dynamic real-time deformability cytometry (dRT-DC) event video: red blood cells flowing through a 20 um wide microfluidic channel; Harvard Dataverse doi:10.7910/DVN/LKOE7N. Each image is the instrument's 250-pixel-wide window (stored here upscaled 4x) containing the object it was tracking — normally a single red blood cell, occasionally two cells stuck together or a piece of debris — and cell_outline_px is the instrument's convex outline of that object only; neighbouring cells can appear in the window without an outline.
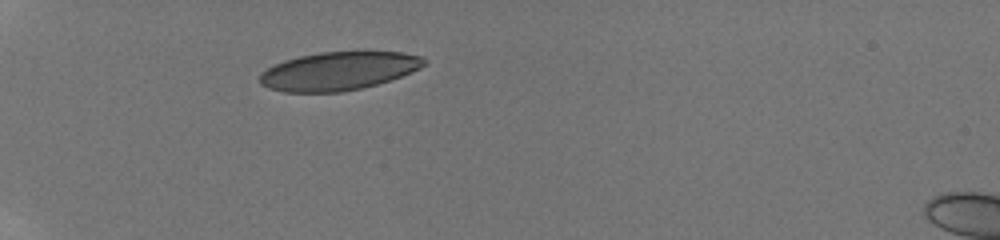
{"species": "human", "species_latin": "Homo sapiens", "temperature_condition": "room temperature", "stored_images_in_passage": 36, "camera_frame_rate_fps": 3000, "um_per_image_px": 0.085, "donor": {"sex": "male"}, "frame": {"image": 1, "passage_image": 1, "time_ms": 0.0, "image_size_px": [1000, 240], "cell_outline_px": [[428, 64], [420, 68], [400, 76], [376, 84], [360, 88], [340, 92], [284, 92], [268, 88], [260, 84], [260, 72], [284, 60], [300, 56], [320, 52], [400, 52], [424, 56], [428, 60]], "centroid_in_image_um": [28.78, 6.03], "position_along_channel_um": 56.2, "area_um2": 36.59}}
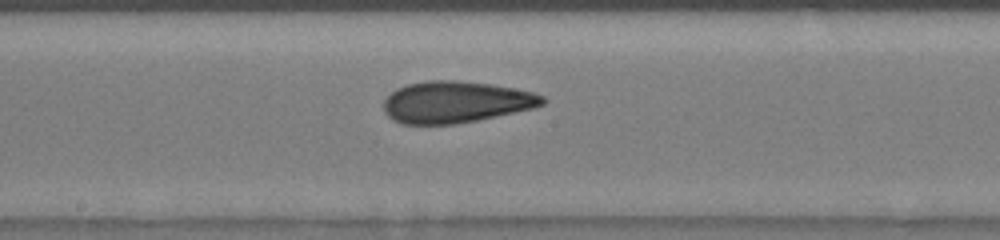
{"frame": {"image": 2, "passage_image": 15, "time_ms": 4.667, "image_size_px": [1000, 240], "cell_outline_px": [[548, 100], [544, 104], [532, 108], [476, 120], [452, 124], [404, 124], [392, 120], [384, 112], [384, 100], [396, 88], [408, 84], [428, 80], [456, 80], [488, 84], [512, 88], [532, 92], [544, 96]], "centroid_in_image_um": [38.71, 8.67], "position_along_channel_um": 209.5, "area_um2": 38.21}}
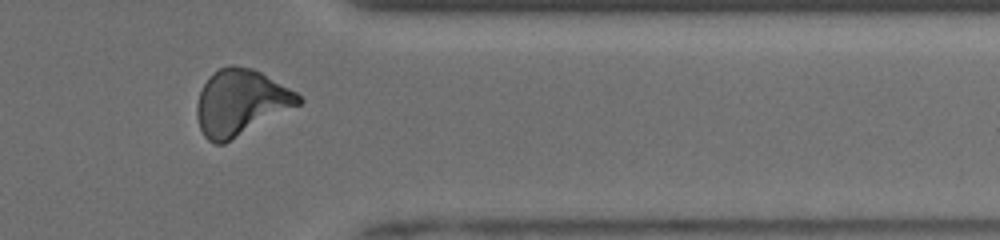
{"frame": {"image": 3, "passage_image": 29, "time_ms": 9.333, "image_size_px": [1000, 240], "cell_outline_px": [[304, 100], [300, 104], [224, 144], [216, 144], [208, 140], [204, 136], [200, 128], [196, 116], [196, 104], [200, 92], [204, 84], [220, 68], [228, 64], [232, 64], [252, 68], [260, 72], [296, 92]], "centroid_in_image_um": [20.44, 8.72], "position_along_channel_um": 391.0, "area_um2": 38.61}, "authors_computed_cell_mechanics": {"area_um2": 37.7145, "velocity_mm_per_s": 3.9588, "shape_relaxation_time_tau1_ms": null, "shape_relaxation_time_tau2_ms": 1.9523, "deformation_change_tau1": null, "deformation_change_tau2": 0.101}}